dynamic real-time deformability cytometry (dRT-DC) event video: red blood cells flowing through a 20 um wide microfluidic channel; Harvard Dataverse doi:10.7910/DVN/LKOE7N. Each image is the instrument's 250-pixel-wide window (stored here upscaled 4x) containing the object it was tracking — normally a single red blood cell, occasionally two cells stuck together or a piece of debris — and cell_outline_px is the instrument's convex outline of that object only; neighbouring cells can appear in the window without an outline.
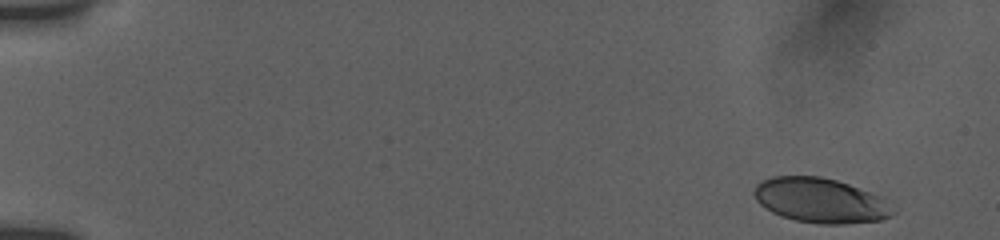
{"species": "human", "species_latin": "Homo sapiens", "temperature_condition": "room temperature", "stored_images_in_passage": 16, "camera_frame_rate_fps": 3000, "um_per_image_px": 0.085, "donor": {"sex": "female"}, "frame": {"image": 1, "passage_image": 1, "time_ms": 0.0, "image_size_px": [1000, 240], "cell_outline_px": [[888, 216], [880, 220], [844, 224], [820, 224], [796, 220], [780, 216], [772, 212], [760, 204], [756, 200], [752, 192], [756, 184], [772, 176], [820, 176], [836, 180], [848, 184], [880, 196]], "centroid_in_image_um": [69.58, 17.02], "position_along_channel_um": 15.4, "area_um2": 35.32}}
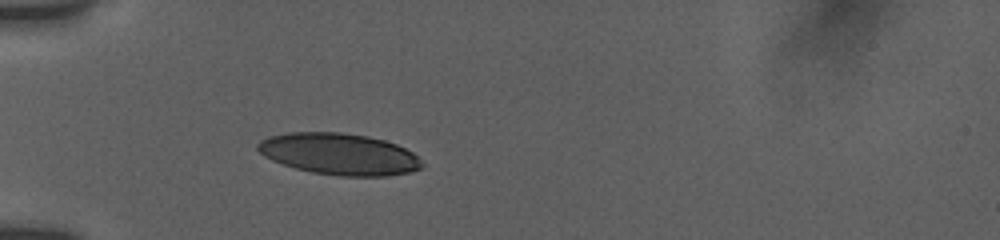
{"frame": {"image": 2, "passage_image": 16, "time_ms": 4.667, "image_size_px": [1000, 240], "cell_outline_px": [[424, 164], [420, 168], [408, 172], [388, 176], [340, 176], [312, 172], [296, 168], [272, 160], [264, 156], [256, 148], [256, 144], [260, 140], [268, 136], [288, 132], [340, 132], [368, 136], [384, 140], [396, 144], [412, 152]], "centroid_in_image_um": [28.8, 13.08], "position_along_channel_um": 56.2, "area_um2": 39.71}}